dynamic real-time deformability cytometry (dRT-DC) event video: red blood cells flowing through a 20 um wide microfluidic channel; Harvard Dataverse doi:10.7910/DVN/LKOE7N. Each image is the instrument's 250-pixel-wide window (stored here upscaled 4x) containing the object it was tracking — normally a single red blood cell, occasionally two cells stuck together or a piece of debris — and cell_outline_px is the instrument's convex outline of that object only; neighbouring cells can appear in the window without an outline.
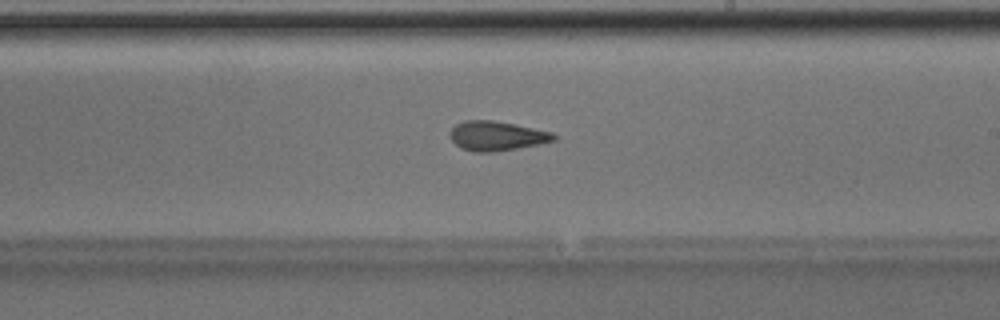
{"species": "Egyptian fruit bat (a non-hibernating species)", "species_latin": "Rousettus aegyptiacus", "temperature_condition": "room temperature", "stored_images_in_passage": 50, "camera_frame_rate_fps": 3000, "um_per_image_px": 0.085, "animal": {"sex": "male"}, "frame": {"image": 1, "passage_image": 29, "time_ms": 9.333, "image_size_px": [1000, 320], "cell_outline_px": [[556, 140], [516, 148], [492, 152], [472, 152], [460, 148], [448, 136], [448, 132], [456, 124], [464, 120], [492, 120], [552, 132], [556, 136]], "centroid_in_image_um": [42.14, 11.55], "position_along_channel_um": 246.9, "area_um2": 17.69}, "authors_computed_cell_mechanics": {"area_um2": 18.1492, "velocity_mm_per_s": 4.0534, "shape_relaxation_time_tau1_ms": 5.617, "shape_relaxation_time_tau2_ms": 2.0785, "deformation_change_tau1": 0.1483, "deformation_change_tau2": 0.0985}}